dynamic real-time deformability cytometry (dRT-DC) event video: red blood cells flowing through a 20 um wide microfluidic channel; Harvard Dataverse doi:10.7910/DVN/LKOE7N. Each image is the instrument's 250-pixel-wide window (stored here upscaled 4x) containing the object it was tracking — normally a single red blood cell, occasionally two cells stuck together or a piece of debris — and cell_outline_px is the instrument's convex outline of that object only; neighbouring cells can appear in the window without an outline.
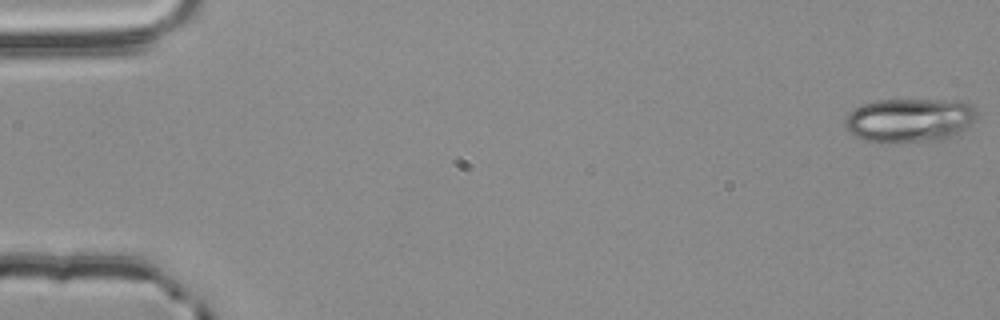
{"species": "common noctule bat (a hibernating species)", "species_latin": "Nyctalus noctula", "temperature_condition": "room temperature", "stored_images_in_passage": 16, "camera_frame_rate_fps": 3000, "um_per_image_px": 0.085, "animal": {"sex": "male", "body_mass_g": 20.4}, "frame": {"image": 1, "passage_image": 1, "time_ms": 0.0, "image_size_px": [1000, 320], "cell_outline_px": [[980, 116], [960, 132], [948, 140], [880, 144], [864, 140], [856, 136], [844, 124], [844, 120], [848, 112], [852, 108], [876, 100], [964, 100], [972, 104], [980, 112]], "centroid_in_image_um": [77.37, 10.22], "position_along_channel_um": 7.6, "area_um2": 34.85}}